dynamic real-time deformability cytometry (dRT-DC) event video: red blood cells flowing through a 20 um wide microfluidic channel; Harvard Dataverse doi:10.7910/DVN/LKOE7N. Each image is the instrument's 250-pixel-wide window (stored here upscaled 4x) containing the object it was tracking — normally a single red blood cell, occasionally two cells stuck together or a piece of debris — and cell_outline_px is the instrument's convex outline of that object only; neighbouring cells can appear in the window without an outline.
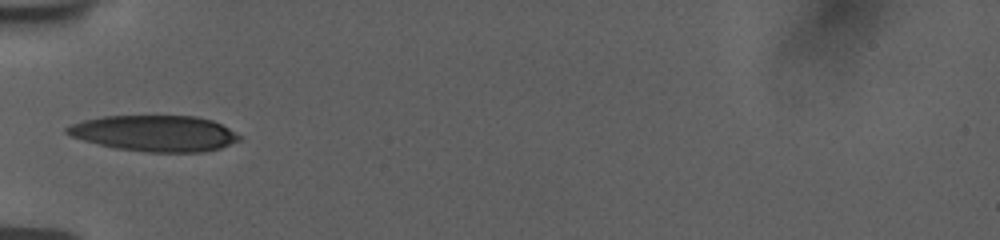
{"species": "human", "species_latin": "Homo sapiens", "temperature_condition": "room temperature", "stored_images_in_passage": 36, "camera_frame_rate_fps": 3000, "um_per_image_px": 0.085, "donor": {"sex": "female"}, "frame": {"image": 1, "passage_image": 1, "time_ms": 0.0, "image_size_px": [1000, 240], "cell_outline_px": [[240, 140], [220, 148], [200, 152], [148, 152], [116, 148], [84, 140], [72, 136], [64, 132], [64, 128], [72, 124], [84, 120], [104, 116], [196, 116], [212, 120], [228, 128], [240, 136]], "centroid_in_image_um": [13.14, 11.33], "position_along_channel_um": 71.9, "area_um2": 35.84}}
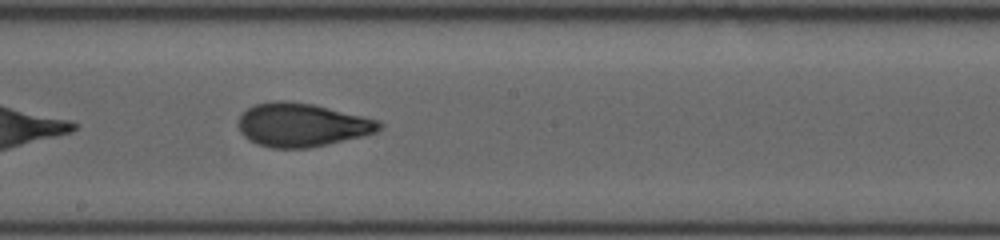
{"frame": {"image": 2, "passage_image": 13, "time_ms": 4.0, "image_size_px": [1000, 240], "cell_outline_px": [[384, 128], [376, 132], [360, 136], [308, 148], [272, 148], [256, 144], [248, 140], [240, 132], [236, 124], [240, 116], [248, 108], [256, 104], [276, 100], [284, 100], [312, 104], [364, 116], [380, 120], [384, 124]], "centroid_in_image_um": [25.64, 10.61], "position_along_channel_um": 222.6, "area_um2": 35.78}}
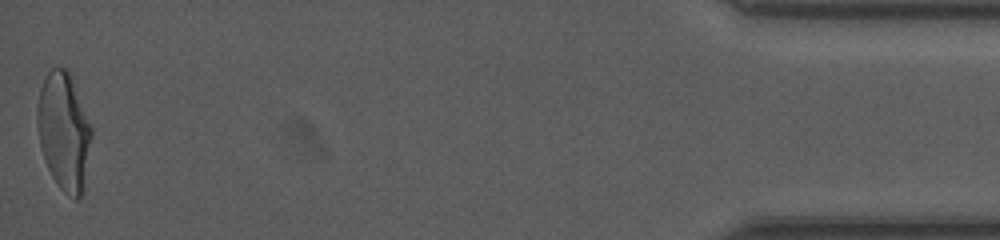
{"frame": {"image": 3, "passage_image": 36, "time_ms": 11.667, "image_size_px": [1000, 240], "cell_outline_px": [[92, 136], [84, 192], [76, 200], [64, 192], [56, 184], [44, 160], [40, 144], [36, 120], [36, 116], [40, 88], [48, 72], [52, 68], [68, 68], [92, 124]], "centroid_in_image_um": [5.46, 11.18], "position_along_channel_um": 429.7, "area_um2": 37.69}, "authors_computed_cell_mechanics": {"area_um2": 35.6626, "velocity_mm_per_s": 3.7738, "shape_relaxation_time_tau1_ms": 4.6227, "shape_relaxation_time_tau2_ms": 1.1615, "deformation_change_tau1": 0.1797, "deformation_change_tau2": 0.0781}}